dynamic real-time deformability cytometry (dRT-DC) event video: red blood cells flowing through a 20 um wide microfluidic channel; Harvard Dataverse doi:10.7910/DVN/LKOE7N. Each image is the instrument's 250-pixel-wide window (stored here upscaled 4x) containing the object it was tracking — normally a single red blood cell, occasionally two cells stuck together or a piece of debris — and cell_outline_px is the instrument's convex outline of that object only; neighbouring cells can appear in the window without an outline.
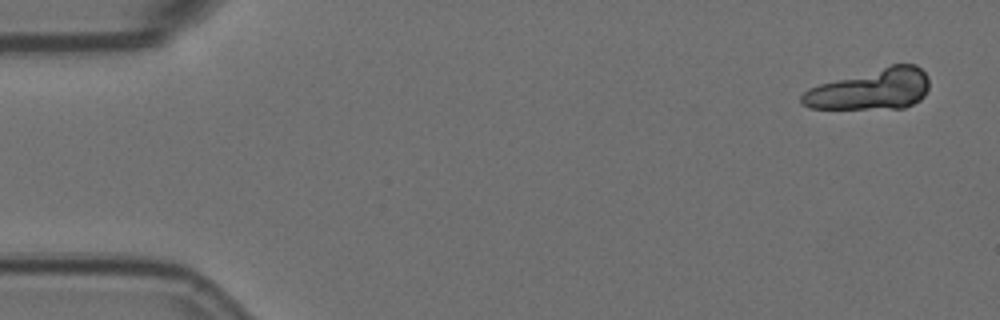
{"species": "Egyptian fruit bat (a non-hibernating species)", "species_latin": "Rousettus aegyptiacus", "temperature_condition": "room temperature", "stored_images_in_passage": 10, "segment_of_instrument_passage": [1, 2], "camera_frame_rate_fps": 3000, "um_per_image_px": 0.085, "animal": {"sex": "female"}, "frame": {"image": 1, "passage_image": 1, "time_ms": 0.0, "image_size_px": [1000, 320], "cell_outline_px": [[928, 88], [924, 96], [920, 100], [904, 108], [808, 108], [800, 104], [800, 96], [808, 88], [820, 84], [892, 64], [916, 64], [928, 76]], "centroid_in_image_um": [74.02, 7.59], "position_along_channel_um": 11.0, "area_um2": 30.11}}